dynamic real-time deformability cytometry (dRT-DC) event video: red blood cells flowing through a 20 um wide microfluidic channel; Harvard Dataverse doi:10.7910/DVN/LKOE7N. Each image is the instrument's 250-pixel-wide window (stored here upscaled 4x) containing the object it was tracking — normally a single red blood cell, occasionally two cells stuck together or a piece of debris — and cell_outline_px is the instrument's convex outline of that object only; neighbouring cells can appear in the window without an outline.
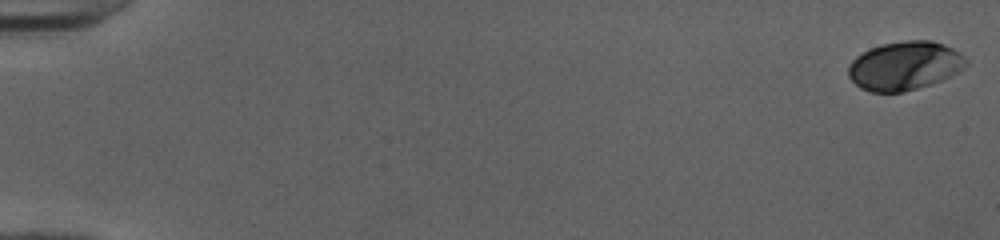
{"species": "human", "species_latin": "Homo sapiens", "temperature_condition": "cold", "stored_images_in_passage": 52, "camera_frame_rate_fps": 3000, "um_per_image_px": 0.085, "donor": {"sex": "female"}, "frame": {"image": 1, "passage_image": 1, "time_ms": 0.0, "image_size_px": [1000, 240], "cell_outline_px": [[968, 64], [964, 68], [932, 84], [904, 92], [872, 92], [860, 88], [848, 76], [848, 64], [856, 56], [880, 44], [904, 40], [932, 40], [944, 44], [960, 52], [968, 60]], "centroid_in_image_um": [76.9, 5.58], "position_along_channel_um": 8.1, "area_um2": 33.52}}
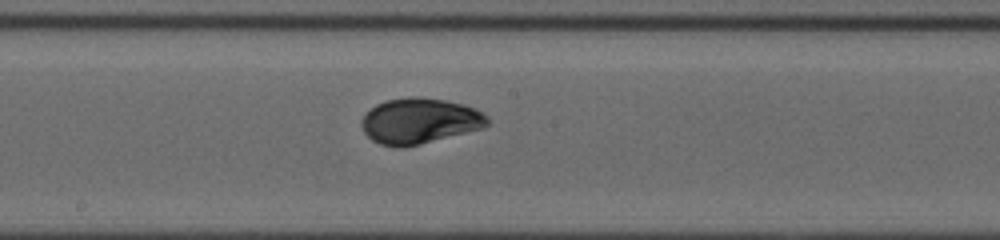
{"frame": {"image": 2, "passage_image": 30, "time_ms": 9.667, "image_size_px": [1000, 240], "cell_outline_px": [[488, 124], [484, 128], [420, 144], [400, 148], [396, 148], [380, 144], [372, 140], [364, 132], [360, 124], [360, 120], [376, 104], [384, 100], [408, 96], [416, 96], [444, 100], [464, 104], [476, 108], [488, 116]], "centroid_in_image_um": [35.66, 10.27], "position_along_channel_um": 212.5, "area_um2": 33.7}}
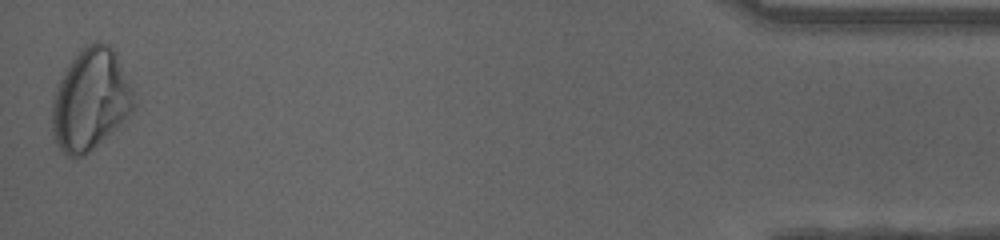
{"frame": {"image": 3, "passage_image": 52, "time_ms": 17.0, "image_size_px": [1000, 240], "cell_outline_px": [[136, 104], [132, 112], [88, 152], [80, 156], [68, 156], [56, 144], [52, 132], [52, 100], [56, 88], [64, 68], [84, 44], [96, 40], [100, 40], [108, 44], [116, 52], [132, 88]], "centroid_in_image_um": [7.68, 8.4], "position_along_channel_um": 427.5, "area_um2": 48.32}, "authors_computed_cell_mechanics": {"area_um2": 33.235, "velocity_mm_per_s": 4.0043, "shape_relaxation_time_tau1_ms": 3.4755, "shape_relaxation_time_tau2_ms": null, "deformation_change_tau1": 0.1273, "deformation_change_tau2": null}}